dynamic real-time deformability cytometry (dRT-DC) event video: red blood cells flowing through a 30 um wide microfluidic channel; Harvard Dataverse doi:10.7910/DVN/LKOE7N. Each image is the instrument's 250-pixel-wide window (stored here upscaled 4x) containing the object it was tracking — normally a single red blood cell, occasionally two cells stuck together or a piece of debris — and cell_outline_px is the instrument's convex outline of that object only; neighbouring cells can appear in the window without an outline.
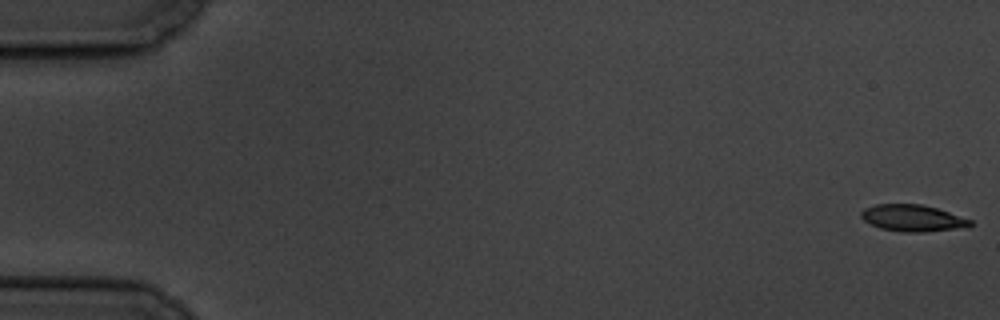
{"species": "common noctule bat (a hibernating species)", "species_latin": "Nyctalus noctula", "temperature_condition": "cold", "stored_images_in_passage": 6, "camera_frame_rate_fps": 3000, "um_per_image_px": 0.085, "animal": {"sex": "male", "body_mass_g": 19.5, "forearm_length_mm": 54.6}, "frame": {"image": 1, "passage_image": 1, "time_ms": 0.0, "image_size_px": [1000, 320], "cell_outline_px": [[976, 224], [968, 228], [924, 232], [900, 232], [880, 228], [864, 220], [860, 216], [860, 212], [864, 208], [876, 204], [920, 204], [936, 208], [972, 220]], "centroid_in_image_um": [77.62, 18.55], "position_along_channel_um": 7.4, "area_um2": 17.17}}
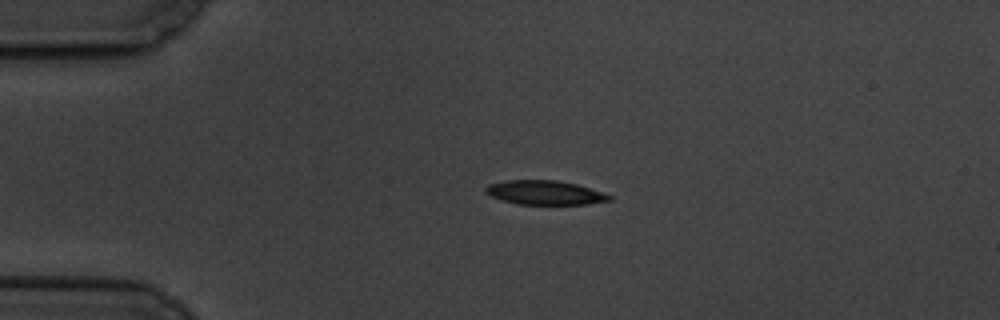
{"frame": {"image": 2, "passage_image": 5, "time_ms": 4.333, "image_size_px": [1000, 320], "cell_outline_px": [[612, 200], [588, 204], [516, 204], [500, 200], [484, 192], [484, 188], [488, 184], [504, 180], [556, 180], [576, 184], [604, 192], [612, 196]], "centroid_in_image_um": [46.29, 16.37], "position_along_channel_um": 38.7, "area_um2": 17.57}}